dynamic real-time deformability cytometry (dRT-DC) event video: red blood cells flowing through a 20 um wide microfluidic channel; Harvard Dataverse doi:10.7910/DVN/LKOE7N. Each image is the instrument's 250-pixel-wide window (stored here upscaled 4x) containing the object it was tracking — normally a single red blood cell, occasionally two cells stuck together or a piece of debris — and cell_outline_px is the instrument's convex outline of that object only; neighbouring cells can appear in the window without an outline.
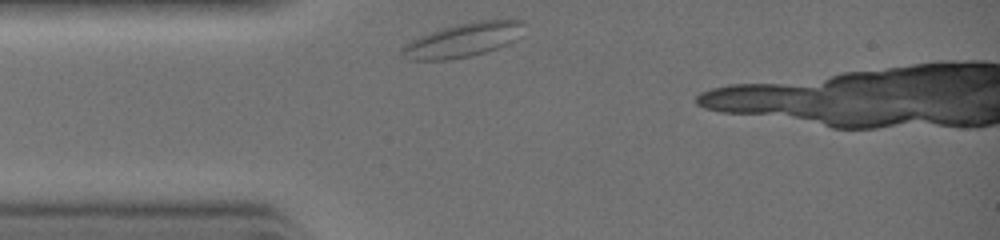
{"species": "common noctule bat (a hibernating species)", "species_latin": "Nyctalus noctula", "temperature_condition": "warm", "stored_images_in_passage": 8, "camera_frame_rate_fps": 3000, "um_per_image_px": 0.085, "animal": {"sex": "female", "body_mass_g": 19.0, "forearm_length_mm": 51.5}, "frame": {"image": 1, "passage_image": 1, "time_ms": 0.0, "image_size_px": [1000, 240], "cell_outline_px": [[524, 20], [516, 40], [508, 44], [488, 52], [448, 60], [408, 60], [404, 56], [400, 48], [404, 44], [420, 36], [456, 24], [480, 20]], "centroid_in_image_um": [39.33, 3.42], "position_along_channel_um": 45.7, "area_um2": 23.87}}
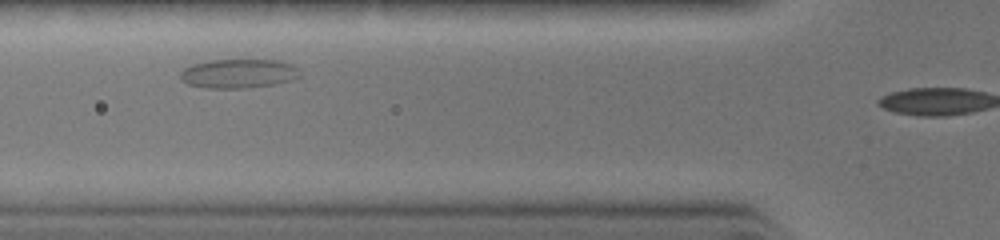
{"frame": {"image": 2, "passage_image": 5, "time_ms": 1.333, "image_size_px": [1000, 240], "cell_outline_px": [[300, 76], [292, 80], [276, 84], [252, 88], [204, 88], [188, 84], [180, 80], [180, 72], [184, 68], [192, 64], [212, 60], [280, 60], [292, 64], [296, 68]], "centroid_in_image_um": [20.26, 6.26], "position_along_channel_um": 105.5, "area_um2": 20.46}}
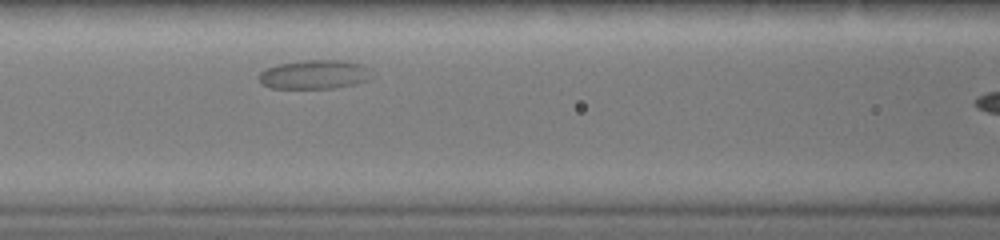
{"frame": {"image": 3, "passage_image": 7, "time_ms": 2.0, "image_size_px": [1000, 240], "cell_outline_px": [[372, 80], [356, 84], [336, 88], [272, 88], [260, 84], [260, 72], [268, 68], [280, 64], [308, 60], [344, 60], [360, 64], [372, 68]], "centroid_in_image_um": [26.83, 6.34], "position_along_channel_um": 139.8, "area_um2": 19.25}}